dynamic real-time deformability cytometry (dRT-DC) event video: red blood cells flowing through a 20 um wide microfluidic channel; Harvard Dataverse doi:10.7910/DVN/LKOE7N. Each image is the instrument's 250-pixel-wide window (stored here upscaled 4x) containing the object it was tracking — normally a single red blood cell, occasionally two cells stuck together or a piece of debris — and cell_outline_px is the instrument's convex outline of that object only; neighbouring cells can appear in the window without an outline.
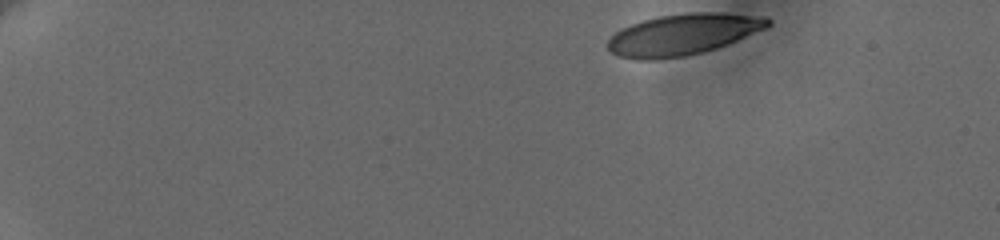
{"species": "human", "species_latin": "Homo sapiens", "temperature_condition": "cold", "stored_images_in_passage": 24, "camera_frame_rate_fps": 3000, "um_per_image_px": 0.085, "donor": {"sex": "female"}, "frame": {"image": 1, "passage_image": 1, "time_ms": 0.0, "image_size_px": [1000, 240], "cell_outline_px": [[772, 24], [768, 28], [728, 44], [716, 48], [684, 56], [656, 60], [636, 60], [616, 56], [608, 48], [608, 40], [620, 28], [644, 20], [660, 16], [688, 12], [724, 12], [768, 16], [772, 20]], "centroid_in_image_um": [58.11, 2.92], "position_along_channel_um": 26.9, "area_um2": 38.84}}
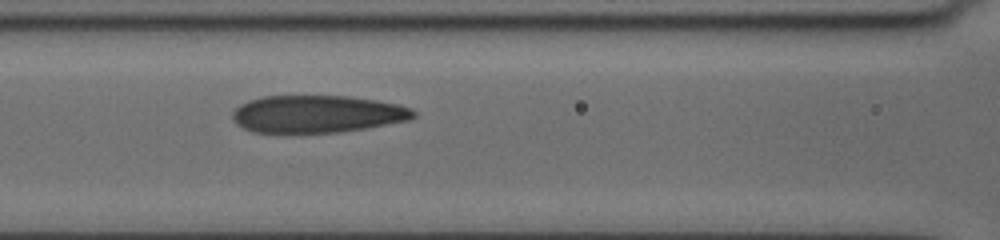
{"frame": {"image": 2, "passage_image": 21, "time_ms": 6.667, "image_size_px": [1000, 240], "cell_outline_px": [[416, 116], [412, 120], [368, 128], [340, 132], [252, 132], [236, 124], [232, 120], [232, 112], [240, 104], [248, 100], [260, 96], [348, 96], [376, 100], [396, 104], [412, 108], [416, 112]], "centroid_in_image_um": [26.98, 9.69], "position_along_channel_um": 139.6, "area_um2": 39.71}}
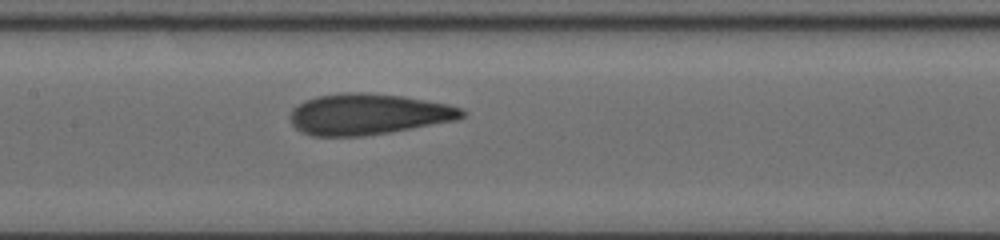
{"frame": {"image": 3, "passage_image": 24, "time_ms": 7.667, "image_size_px": [1000, 240], "cell_outline_px": [[468, 112], [464, 116], [456, 120], [388, 132], [364, 136], [312, 136], [296, 128], [292, 124], [292, 108], [296, 104], [304, 100], [316, 96], [344, 92], [360, 92], [404, 96], [448, 104], [460, 108]], "centroid_in_image_um": [31.29, 9.69], "position_along_channel_um": 176.1, "area_um2": 40.92}}